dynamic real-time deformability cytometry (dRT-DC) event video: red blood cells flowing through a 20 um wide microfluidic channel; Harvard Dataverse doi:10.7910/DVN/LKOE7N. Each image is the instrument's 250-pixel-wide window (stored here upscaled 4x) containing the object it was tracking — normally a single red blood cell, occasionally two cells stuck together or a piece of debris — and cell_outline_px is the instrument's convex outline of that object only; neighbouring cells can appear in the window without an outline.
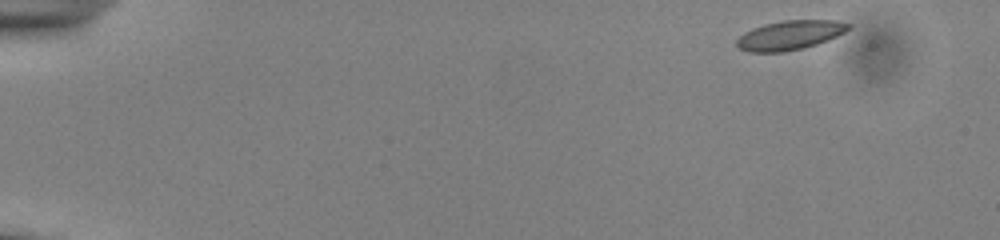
{"species": "common noctule bat (a hibernating species)", "species_latin": "Nyctalus noctula", "temperature_condition": "cold", "stored_images_in_passage": 50, "camera_frame_rate_fps": 3000, "um_per_image_px": 0.085, "animal": {"sex": "male", "body_mass_g": 13.0, "forearm_length_mm": 53.1}, "frame": {"image": 1, "passage_image": 1, "time_ms": 0.0, "image_size_px": [1000, 240], "cell_outline_px": [[852, 28], [828, 40], [804, 48], [784, 52], [748, 52], [740, 48], [736, 44], [736, 40], [744, 32], [752, 28], [764, 24], [784, 20], [836, 20], [852, 24]], "centroid_in_image_um": [67.15, 2.98], "position_along_channel_um": 17.8, "area_um2": 19.19}}
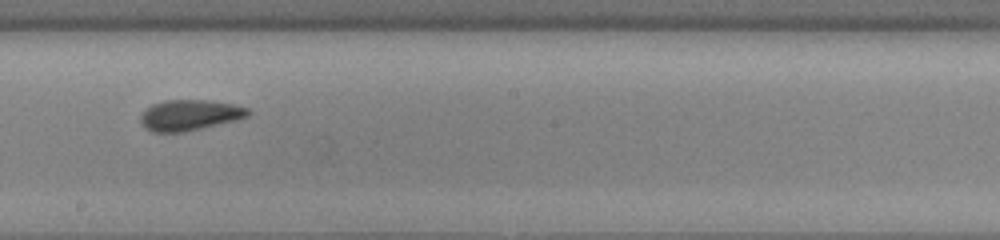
{"frame": {"image": 2, "passage_image": 28, "time_ms": 9.0, "image_size_px": [1000, 240], "cell_outline_px": [[252, 112], [248, 116], [236, 120], [184, 132], [152, 132], [144, 128], [140, 124], [140, 116], [152, 104], [164, 100], [208, 100], [232, 104], [248, 108]], "centroid_in_image_um": [16.11, 9.79], "position_along_channel_um": 232.1, "area_um2": 19.25}}
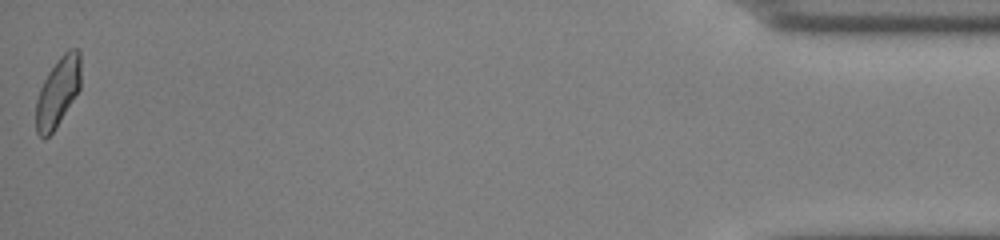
{"frame": {"image": 3, "passage_image": 50, "time_ms": 16.333, "image_size_px": [1000, 240], "cell_outline_px": [[80, 88], [56, 128], [44, 140], [36, 132], [36, 100], [40, 88], [48, 72], [60, 56], [68, 48], [76, 48], [80, 52]], "centroid_in_image_um": [4.91, 7.82], "position_along_channel_um": 430.3, "area_um2": 18.09}, "authors_computed_cell_mechanics": {"area_um2": 19.074, "velocity_mm_per_s": 3.8543, "shape_relaxation_time_tau1_ms": 6.3888, "shape_relaxation_time_tau2_ms": 2.4451, "deformation_change_tau1": 0.1086, "deformation_change_tau2": 0.0584}}